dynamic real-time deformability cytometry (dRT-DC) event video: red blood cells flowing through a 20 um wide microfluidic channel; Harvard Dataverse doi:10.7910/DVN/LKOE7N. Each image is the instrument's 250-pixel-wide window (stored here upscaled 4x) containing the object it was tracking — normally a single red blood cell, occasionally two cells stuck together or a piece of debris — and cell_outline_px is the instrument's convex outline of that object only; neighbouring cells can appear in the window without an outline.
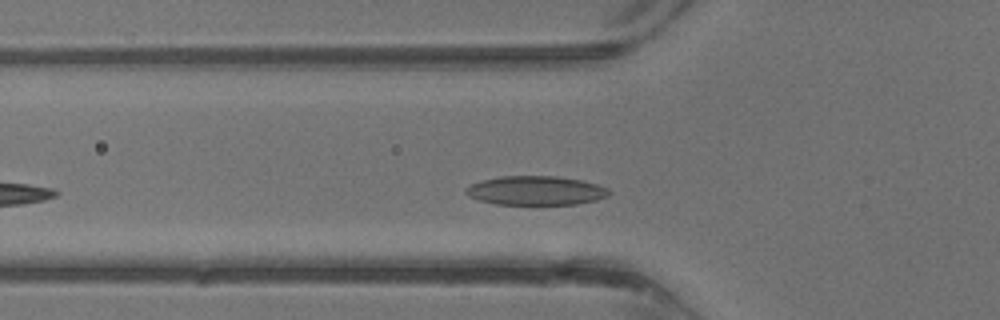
{"species": "common noctule bat (a hibernating species)", "species_latin": "Nyctalus noctula", "temperature_condition": "warm", "stored_images_in_passage": 29, "camera_frame_rate_fps": 3000, "um_per_image_px": 0.085, "animal": {"sex": "male", "body_mass_g": 13.3}, "frame": {"image": 1, "passage_image": 5, "time_ms": 1.333, "image_size_px": [1000, 320], "cell_outline_px": [[612, 192], [608, 196], [596, 200], [576, 204], [496, 204], [480, 200], [468, 196], [464, 192], [464, 188], [480, 180], [500, 176], [556, 176], [580, 180], [596, 184], [608, 188]], "centroid_in_image_um": [45.53, 16.19], "position_along_channel_um": 80.3, "area_um2": 24.28}}
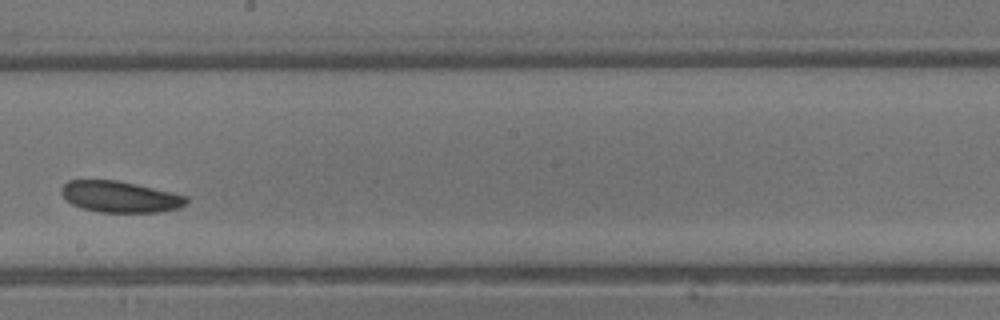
{"frame": {"image": 2, "passage_image": 14, "time_ms": 4.333, "image_size_px": [1000, 320], "cell_outline_px": [[188, 204], [180, 208], [160, 212], [100, 212], [84, 208], [72, 204], [60, 192], [60, 188], [68, 180], [116, 180], [136, 184], [188, 196]], "centroid_in_image_um": [10.24, 16.72], "position_along_channel_um": 238.0, "area_um2": 22.72}}
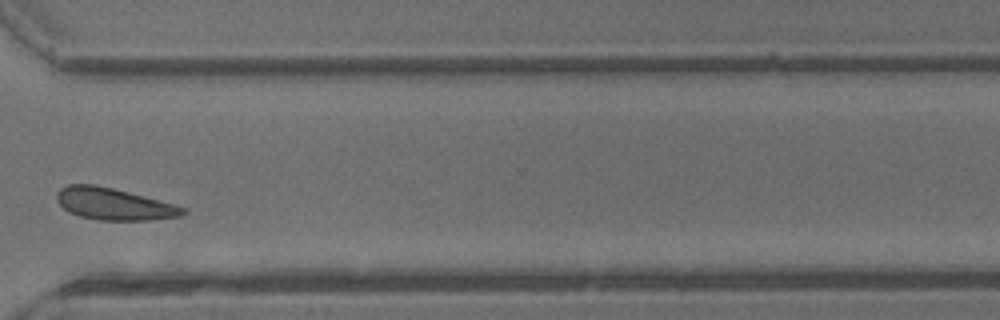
{"frame": {"image": 3, "passage_image": 21, "time_ms": 6.667, "image_size_px": [1000, 320], "cell_outline_px": [[188, 212], [180, 216], [152, 220], [100, 220], [80, 216], [68, 212], [60, 204], [56, 196], [56, 192], [60, 188], [68, 184], [92, 184], [112, 188], [176, 204], [184, 208]], "centroid_in_image_um": [9.68, 17.34], "position_along_channel_um": 360.9, "area_um2": 23.35}}